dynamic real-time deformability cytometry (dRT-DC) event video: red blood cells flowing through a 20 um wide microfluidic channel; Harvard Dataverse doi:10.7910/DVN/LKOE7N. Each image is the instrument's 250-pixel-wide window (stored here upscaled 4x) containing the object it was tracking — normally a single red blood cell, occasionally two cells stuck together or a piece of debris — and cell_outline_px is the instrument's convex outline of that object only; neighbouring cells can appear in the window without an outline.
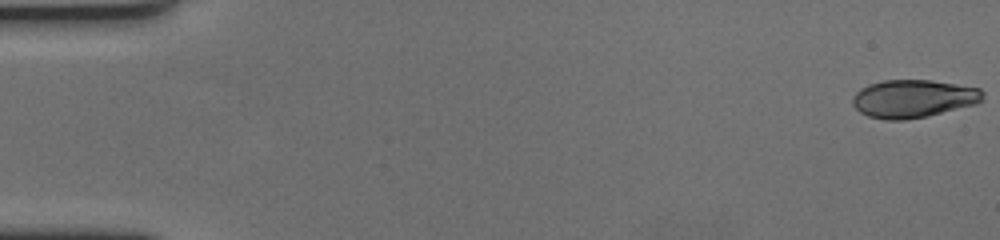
{"species": "human", "species_latin": "Homo sapiens", "temperature_condition": "cold", "stored_images_in_passage": 47, "camera_frame_rate_fps": 3000, "um_per_image_px": 0.085, "donor": {"sex": "female"}, "frame": {"image": 1, "passage_image": 1, "time_ms": 0.0, "image_size_px": [1000, 240], "cell_outline_px": [[984, 100], [976, 104], [928, 116], [904, 120], [888, 120], [868, 116], [860, 112], [852, 104], [852, 96], [860, 88], [868, 84], [884, 80], [932, 80], [980, 88], [984, 92]], "centroid_in_image_um": [77.63, 8.38], "position_along_channel_um": 7.4, "area_um2": 29.02}}
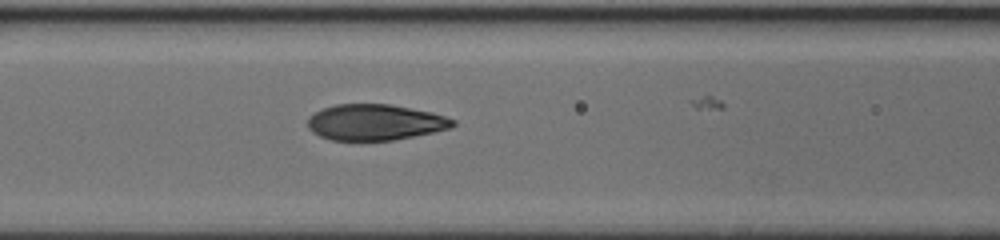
{"frame": {"image": 2, "passage_image": 27, "time_ms": 8.667, "image_size_px": [1000, 240], "cell_outline_px": [[456, 124], [452, 128], [392, 140], [332, 140], [320, 136], [312, 132], [308, 128], [308, 116], [324, 108], [336, 104], [388, 104], [432, 112], [456, 120]], "centroid_in_image_um": [31.88, 10.39], "position_along_channel_um": 134.7, "area_um2": 30.23}}
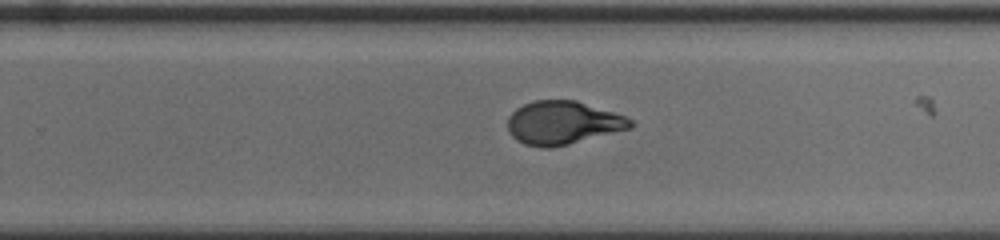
{"frame": {"image": 3, "passage_image": 40, "time_ms": 13.0, "image_size_px": [1000, 240], "cell_outline_px": [[636, 124], [632, 128], [552, 148], [540, 148], [524, 144], [516, 140], [508, 132], [508, 116], [516, 108], [532, 100], [576, 100], [624, 116], [632, 120]], "centroid_in_image_um": [47.81, 10.44], "position_along_channel_um": 282.0, "area_um2": 31.1}}